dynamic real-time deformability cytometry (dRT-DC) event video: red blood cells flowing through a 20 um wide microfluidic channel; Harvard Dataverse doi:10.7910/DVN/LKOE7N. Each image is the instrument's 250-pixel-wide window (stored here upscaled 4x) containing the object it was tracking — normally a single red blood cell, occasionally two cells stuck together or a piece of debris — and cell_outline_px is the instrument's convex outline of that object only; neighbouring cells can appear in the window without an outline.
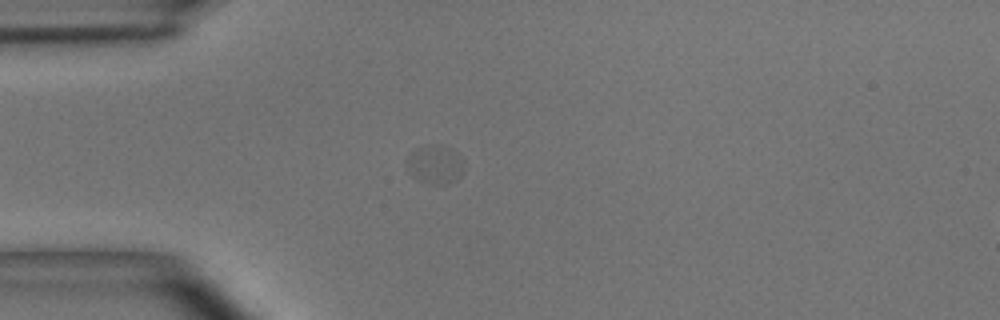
{"species": "common noctule bat (a hibernating species)", "species_latin": "Nyctalus noctula", "temperature_condition": "room temperature", "stored_images_in_passage": 31, "camera_frame_rate_fps": 3000, "um_per_image_px": 0.085, "animal": {"sex": "male", "body_mass_g": 15.6}, "frame": {"image": 1, "passage_image": 1, "time_ms": 0.0, "image_size_px": [1000, 320], "cell_outline_px": [[464, 172], [456, 180], [448, 184], [428, 184], [412, 176], [404, 160], [416, 148], [432, 144], [452, 148], [460, 156]], "centroid_in_image_um": [36.97, 13.99], "position_along_channel_um": 48.0, "area_um2": 12.95}}
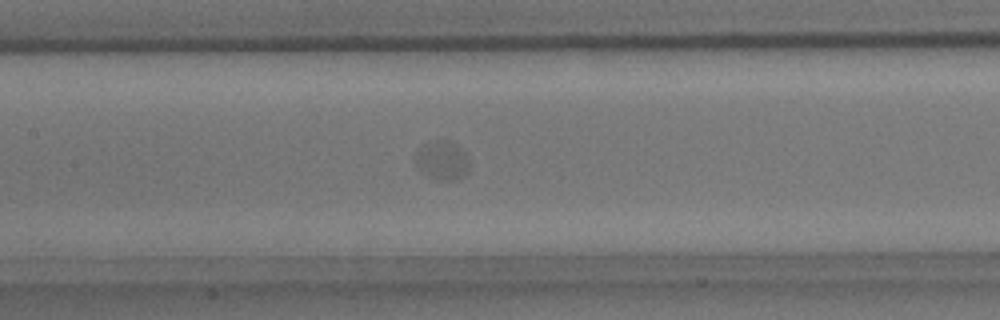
{"frame": {"image": 2, "passage_image": 12, "time_ms": 3.667, "image_size_px": [1000, 320], "cell_outline_px": [[468, 172], [464, 176], [456, 180], [440, 180], [428, 176], [416, 164], [416, 152], [448, 144], [460, 152], [464, 156], [468, 164]], "centroid_in_image_um": [37.62, 13.85], "position_along_channel_um": 169.8, "area_um2": 10.17}}
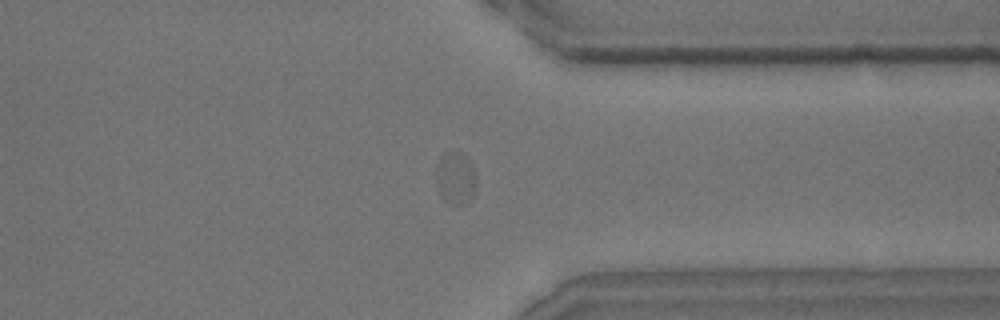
{"frame": {"image": 3, "passage_image": 29, "time_ms": 9.333, "image_size_px": [1000, 320], "cell_outline_px": [[472, 196], [464, 204], [448, 204], [440, 196], [436, 184], [436, 164], [440, 156], [444, 152], [456, 152], [468, 160], [472, 168]], "centroid_in_image_um": [38.6, 15.15], "position_along_channel_um": 372.8, "area_um2": 11.68}}